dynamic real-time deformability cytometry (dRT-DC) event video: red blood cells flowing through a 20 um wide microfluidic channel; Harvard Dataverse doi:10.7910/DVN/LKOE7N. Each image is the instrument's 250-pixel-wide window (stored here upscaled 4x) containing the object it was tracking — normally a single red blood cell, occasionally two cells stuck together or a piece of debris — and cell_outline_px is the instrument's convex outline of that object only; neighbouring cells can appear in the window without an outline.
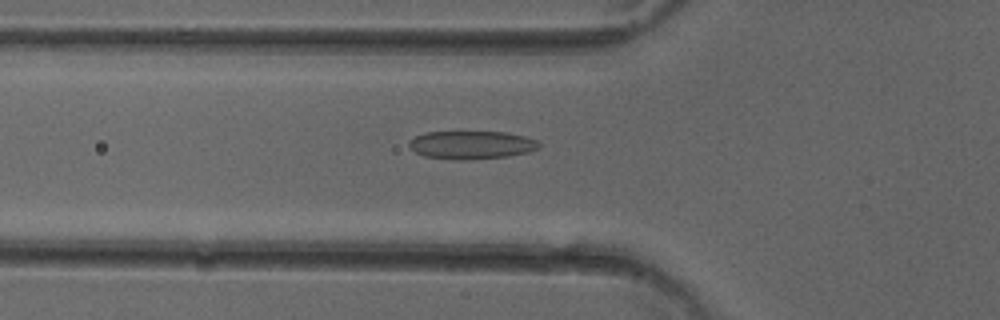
{"species": "common noctule bat (a hibernating species)", "species_latin": "Nyctalus noctula", "temperature_condition": "cold", "stored_images_in_passage": 41, "camera_frame_rate_fps": 3000, "um_per_image_px": 0.085, "animal": {"sex": "female"}, "frame": {"image": 1, "passage_image": 8, "time_ms": 2.333, "image_size_px": [1000, 320], "cell_outline_px": [[540, 148], [528, 152], [508, 156], [468, 160], [456, 160], [424, 156], [416, 152], [408, 144], [408, 140], [424, 132], [504, 132], [524, 136], [540, 140]], "centroid_in_image_um": [40.1, 12.32], "position_along_channel_um": 85.7, "area_um2": 21.44}}
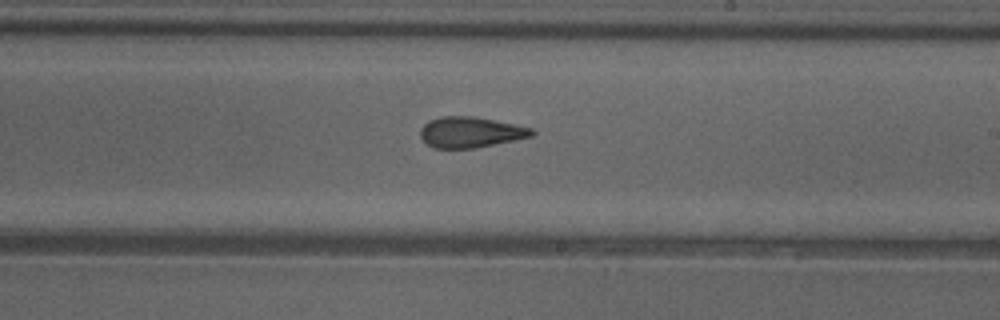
{"frame": {"image": 2, "passage_image": 20, "time_ms": 6.333, "image_size_px": [1000, 320], "cell_outline_px": [[536, 132], [532, 136], [476, 148], [432, 148], [420, 136], [420, 128], [428, 120], [440, 116], [472, 116], [532, 128]], "centroid_in_image_um": [39.95, 11.24], "position_along_channel_um": 249.0, "area_um2": 19.83}}
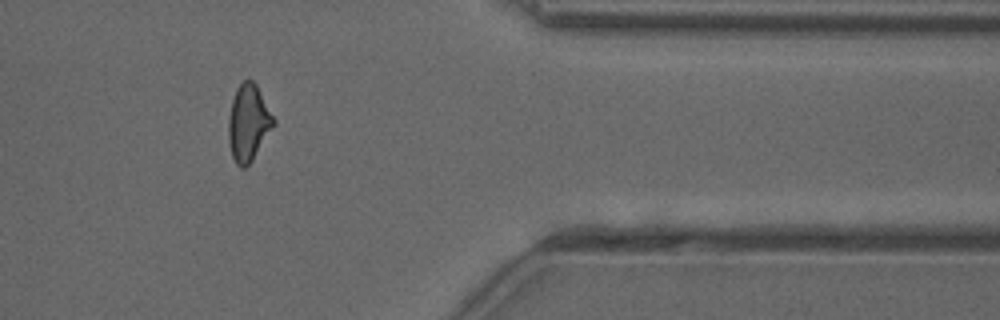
{"frame": {"image": 3, "passage_image": 32, "time_ms": 10.333, "image_size_px": [1000, 320], "cell_outline_px": [[276, 124], [252, 160], [244, 168], [240, 168], [236, 164], [232, 156], [228, 140], [228, 120], [232, 100], [236, 88], [248, 76], [256, 84], [276, 120]], "centroid_in_image_um": [21.12, 10.42], "position_along_channel_um": 390.3, "area_um2": 20.29}, "authors_computed_cell_mechanics": {"area_um2": 20.0566, "velocity_mm_per_s": 4.0518, "shape_relaxation_time_tau1_ms": 5.4794, "shape_relaxation_time_tau2_ms": 2.3807, "deformation_change_tau1": 0.1442, "deformation_change_tau2": 0.1021}}